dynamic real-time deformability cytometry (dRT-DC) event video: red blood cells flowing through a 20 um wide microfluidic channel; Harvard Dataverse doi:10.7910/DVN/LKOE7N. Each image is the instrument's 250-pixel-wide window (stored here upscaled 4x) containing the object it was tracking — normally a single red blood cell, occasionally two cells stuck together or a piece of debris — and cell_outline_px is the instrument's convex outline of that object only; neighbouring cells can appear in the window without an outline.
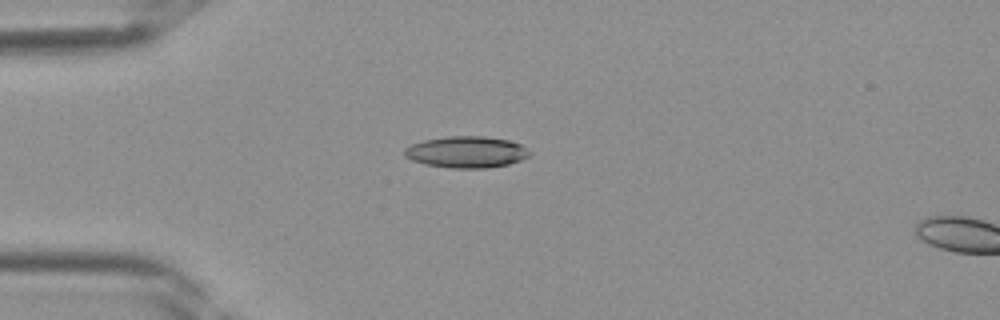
{"species": "Egyptian fruit bat (a non-hibernating species)", "species_latin": "Rousettus aegyptiacus", "temperature_condition": "room temperature", "stored_images_in_passage": 3, "camera_frame_rate_fps": 3000, "um_per_image_px": 0.085, "frame": {"image": 1, "passage_image": 1, "time_ms": 0.0, "image_size_px": [1000, 320], "cell_outline_px": [[532, 152], [528, 156], [520, 160], [508, 164], [488, 168], [448, 168], [424, 164], [412, 160], [404, 156], [404, 148], [412, 144], [424, 140], [448, 136], [484, 136], [508, 140], [520, 144]], "centroid_in_image_um": [39.63, 12.92], "position_along_channel_um": 45.4, "area_um2": 23.0}}